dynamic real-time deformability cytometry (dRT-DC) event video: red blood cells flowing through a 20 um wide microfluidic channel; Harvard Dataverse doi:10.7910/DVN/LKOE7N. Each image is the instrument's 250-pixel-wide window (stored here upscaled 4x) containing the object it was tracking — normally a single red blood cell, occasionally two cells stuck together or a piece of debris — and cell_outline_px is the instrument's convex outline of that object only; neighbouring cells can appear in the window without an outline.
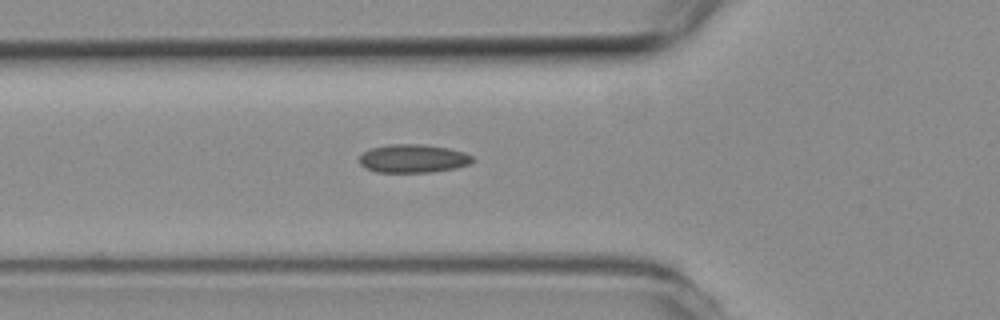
{"species": "common noctule bat (a hibernating species)", "species_latin": "Nyctalus noctula", "temperature_condition": "room temperature", "stored_images_in_passage": 33, "camera_frame_rate_fps": 3000, "um_per_image_px": 0.085, "animal": {"sex": "female", "body_mass_g": 19.3, "forearm_length_mm": 54.1}, "frame": {"image": 1, "passage_image": 2, "time_ms": 0.333, "image_size_px": [1000, 320], "cell_outline_px": [[476, 160], [472, 164], [456, 168], [432, 172], [376, 172], [364, 168], [360, 164], [360, 156], [368, 148], [388, 144], [424, 144], [448, 148], [464, 152], [472, 156]], "centroid_in_image_um": [35.13, 13.47], "position_along_channel_um": 90.7, "area_um2": 19.02}}
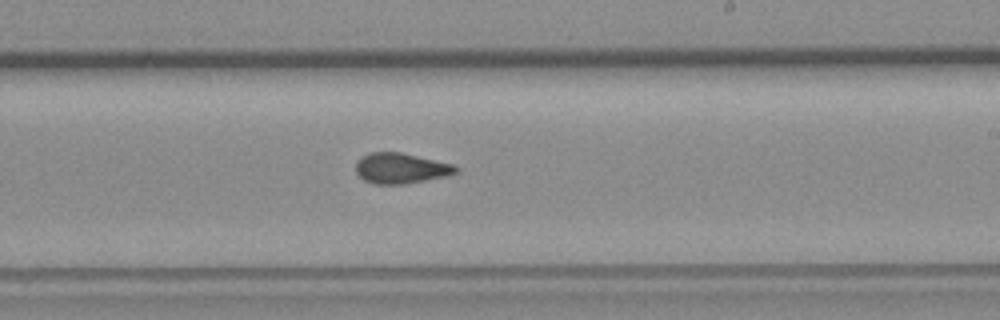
{"frame": {"image": 2, "passage_image": 15, "time_ms": 4.667, "image_size_px": [1000, 320], "cell_outline_px": [[460, 172], [448, 176], [404, 184], [376, 184], [364, 180], [356, 172], [356, 160], [360, 156], [372, 152], [400, 152], [452, 164], [460, 168]], "centroid_in_image_um": [34.08, 14.3], "position_along_channel_um": 254.9, "area_um2": 17.86}}
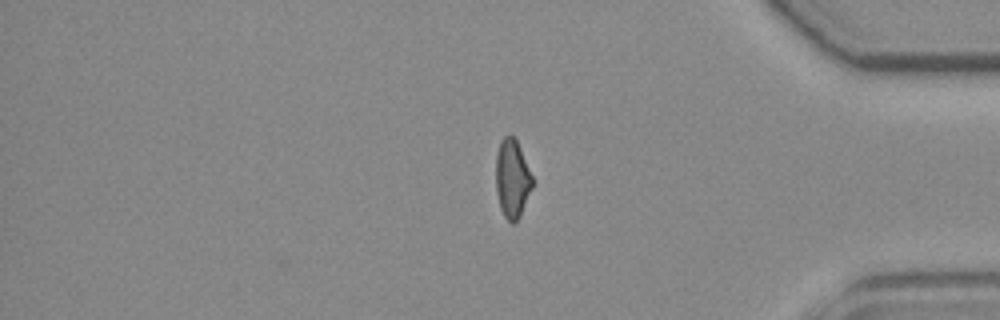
{"frame": {"image": 3, "passage_image": 28, "time_ms": 9.0, "image_size_px": [1000, 320], "cell_outline_px": [[536, 180], [520, 216], [512, 224], [504, 216], [500, 208], [496, 192], [496, 156], [500, 140], [504, 136], [512, 136], [516, 140]], "centroid_in_image_um": [43.56, 15.19], "position_along_channel_um": 391.6, "area_um2": 16.99}}